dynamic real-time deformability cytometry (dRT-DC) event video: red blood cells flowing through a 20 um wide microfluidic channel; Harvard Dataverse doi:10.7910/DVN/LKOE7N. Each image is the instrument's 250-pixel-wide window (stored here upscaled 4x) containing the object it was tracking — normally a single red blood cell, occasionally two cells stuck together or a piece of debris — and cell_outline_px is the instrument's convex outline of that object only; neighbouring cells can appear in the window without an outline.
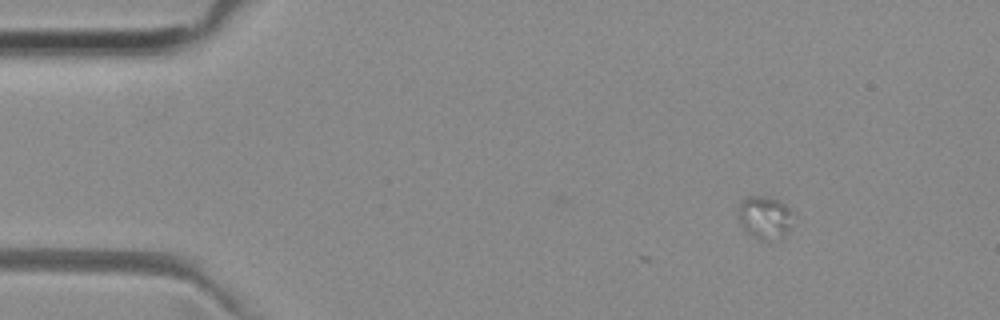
{"species": "common noctule bat (a hibernating species)", "species_latin": "Nyctalus noctula", "temperature_condition": "room temperature", "stored_images_in_passage": 4, "camera_frame_rate_fps": 3000, "um_per_image_px": 0.085, "animal": {"sex": "female", "body_mass_g": 29.2, "forearm_length_mm": 56.3}, "frame": {"image": 1, "passage_image": 1, "time_ms": 0.0, "image_size_px": [1000, 320], "cell_outline_px": [[788, 228], [784, 232], [760, 240], [748, 232], [744, 228], [740, 220], [740, 204], [748, 196], [764, 196], [776, 200], [784, 204], [788, 208]], "centroid_in_image_um": [64.91, 18.41], "position_along_channel_um": 20.1, "area_um2": 12.14}}